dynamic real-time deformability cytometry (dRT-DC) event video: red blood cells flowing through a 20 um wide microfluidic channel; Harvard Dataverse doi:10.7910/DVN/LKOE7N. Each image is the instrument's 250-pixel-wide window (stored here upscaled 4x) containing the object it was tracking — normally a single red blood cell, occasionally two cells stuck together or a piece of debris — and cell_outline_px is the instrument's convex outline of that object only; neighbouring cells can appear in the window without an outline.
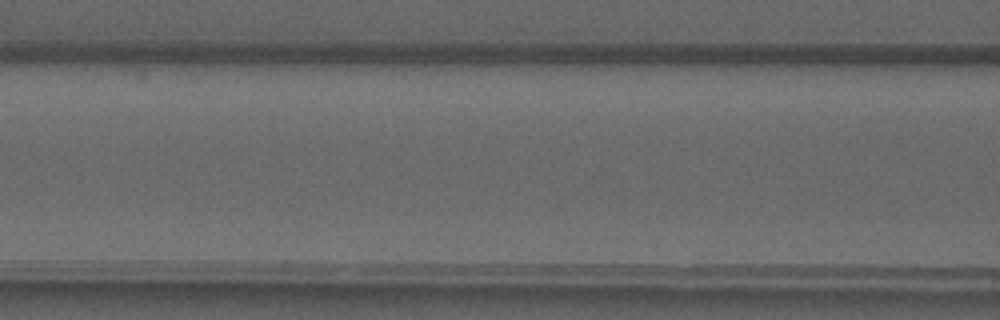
{"species": "common noctule bat (a hibernating species)", "species_latin": "Nyctalus noctula", "temperature_condition": "warm", "stored_images_in_passage": 5, "camera_frame_rate_fps": 3000, "um_per_image_px": 0.085, "animal": {"sex": "male", "forearm_length_mm": 52.5}, "frame": {"image": 1, "passage_image": 3, "time_ms": 2.333, "image_size_px": [1000, 320], "cell_outline_px": [[312, 264], [288, 268], [280, 268], [156, 264], [112, 260], [136, 248], [296, 248]], "centroid_in_image_um": [18.6, 21.85], "position_along_channel_um": 148.0, "area_um2": 22.89}}